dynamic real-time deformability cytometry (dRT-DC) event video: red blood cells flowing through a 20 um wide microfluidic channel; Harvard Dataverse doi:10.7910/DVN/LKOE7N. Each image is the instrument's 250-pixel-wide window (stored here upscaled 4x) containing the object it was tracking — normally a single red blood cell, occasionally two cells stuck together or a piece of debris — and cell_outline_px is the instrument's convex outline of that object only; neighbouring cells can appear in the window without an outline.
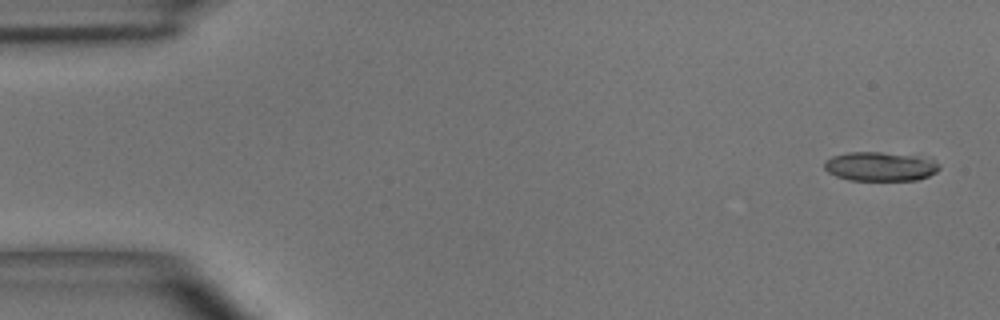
{"species": "common noctule bat (a hibernating species)", "species_latin": "Nyctalus noctula", "temperature_condition": "room temperature", "stored_images_in_passage": 51, "camera_frame_rate_fps": 3000, "um_per_image_px": 0.085, "animal": {"sex": "male", "body_mass_g": 15.6}, "frame": {"image": 1, "passage_image": 1, "time_ms": 0.0, "image_size_px": [1000, 320], "cell_outline_px": [[940, 168], [936, 172], [928, 176], [916, 180], [848, 180], [836, 176], [828, 172], [824, 168], [824, 160], [832, 156], [848, 152], [880, 152], [916, 156], [932, 160], [940, 164]], "centroid_in_image_um": [74.78, 14.15], "position_along_channel_um": 10.2, "area_um2": 19.48}}
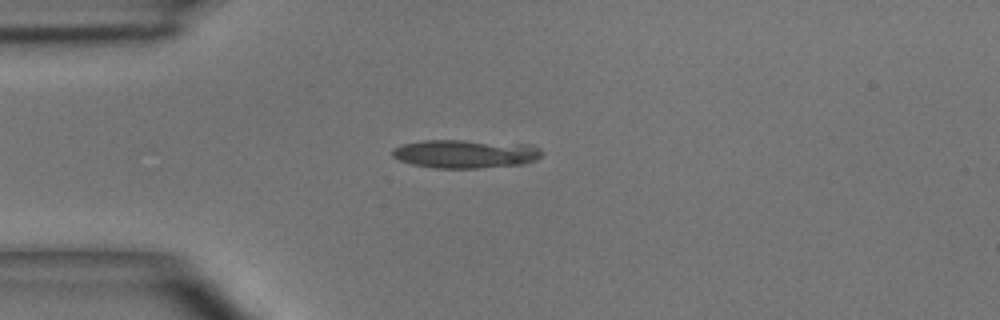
{"frame": {"image": 2, "passage_image": 12, "time_ms": 3.667, "image_size_px": [1000, 320], "cell_outline_px": [[544, 152], [536, 160], [524, 164], [480, 168], [432, 168], [412, 164], [400, 160], [392, 156], [392, 148], [404, 144], [424, 140], [464, 140], [532, 144], [540, 148]], "centroid_in_image_um": [39.6, 13.07], "position_along_channel_um": 45.4, "area_um2": 25.09}}